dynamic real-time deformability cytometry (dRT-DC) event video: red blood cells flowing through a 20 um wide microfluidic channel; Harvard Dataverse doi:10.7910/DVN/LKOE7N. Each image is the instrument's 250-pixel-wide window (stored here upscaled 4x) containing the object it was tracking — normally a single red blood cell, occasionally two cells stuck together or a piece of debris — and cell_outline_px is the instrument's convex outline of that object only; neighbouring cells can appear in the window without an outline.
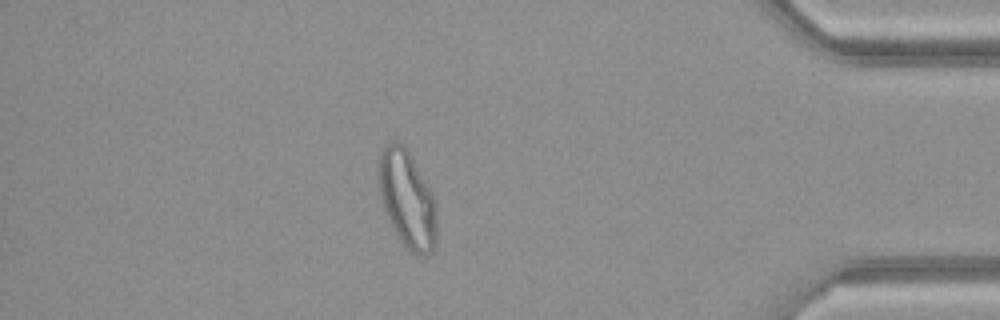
{"species": "common noctule bat (a hibernating species)", "species_latin": "Nyctalus noctula", "temperature_condition": "warm", "stored_images_in_passage": 49, "camera_frame_rate_fps": 3000, "um_per_image_px": 0.085, "animal": {"sex": "female", "body_mass_g": 21.9}, "frame": {"image": 1, "passage_image": 42, "time_ms": 13.667, "image_size_px": [1000, 320], "cell_outline_px": [[436, 244], [432, 252], [424, 256], [412, 252], [400, 240], [388, 220], [380, 200], [376, 176], [376, 160], [380, 152], [392, 140], [396, 140], [404, 144], [432, 192], [436, 200]], "centroid_in_image_um": [34.57, 16.89], "position_along_channel_um": 400.6, "area_um2": 33.64}}